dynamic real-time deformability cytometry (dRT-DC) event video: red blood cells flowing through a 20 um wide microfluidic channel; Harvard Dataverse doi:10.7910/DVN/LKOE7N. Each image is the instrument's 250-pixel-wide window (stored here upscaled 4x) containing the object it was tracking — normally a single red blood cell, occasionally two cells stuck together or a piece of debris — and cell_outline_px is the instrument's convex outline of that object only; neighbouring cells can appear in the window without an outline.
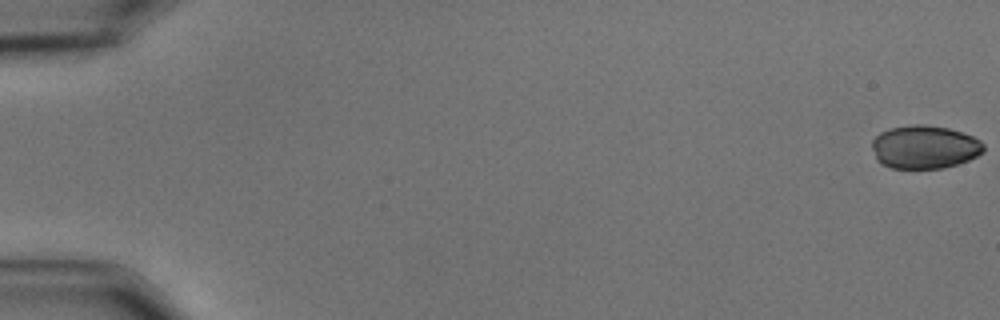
{"species": "common noctule bat (a hibernating species)", "species_latin": "Nyctalus noctula", "temperature_condition": "cold", "stored_images_in_passage": 51, "camera_frame_rate_fps": 3000, "um_per_image_px": 0.085, "animal": {"sex": "male", "body_mass_g": 15.6}, "frame": {"image": 1, "passage_image": 1, "time_ms": 0.0, "image_size_px": [1000, 320], "cell_outline_px": [[984, 152], [968, 160], [944, 168], [892, 168], [880, 164], [876, 160], [872, 148], [872, 140], [880, 132], [888, 128], [912, 124], [924, 124], [948, 128], [972, 136], [980, 140], [984, 144]], "centroid_in_image_um": [78.56, 12.49], "position_along_channel_um": 6.4, "area_um2": 28.32}}
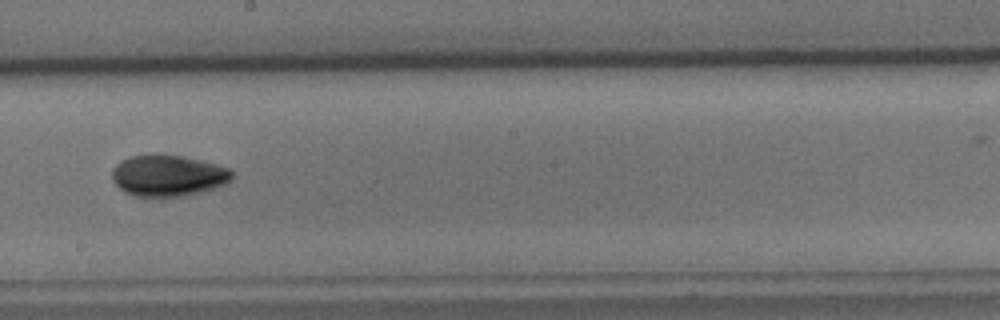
{"frame": {"image": 2, "passage_image": 34, "time_ms": 11.0, "image_size_px": [1000, 320], "cell_outline_px": [[232, 180], [224, 184], [200, 192], [180, 196], [136, 196], [124, 192], [116, 184], [112, 176], [112, 168], [120, 160], [128, 156], [156, 152], [184, 156], [216, 164], [228, 168], [232, 172]], "centroid_in_image_um": [14.24, 14.88], "position_along_channel_um": 234.0, "area_um2": 29.13}}
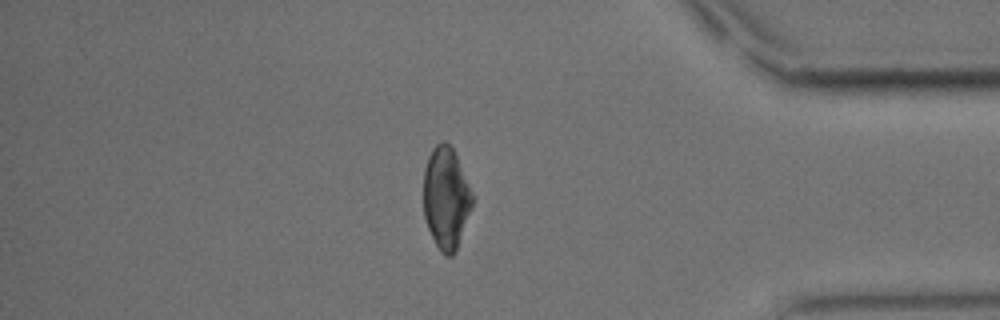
{"frame": {"image": 3, "passage_image": 50, "time_ms": 16.333, "image_size_px": [1000, 320], "cell_outline_px": [[472, 208], [456, 252], [452, 256], [444, 256], [440, 252], [428, 228], [424, 216], [424, 168], [428, 156], [432, 148], [436, 144], [444, 140], [452, 148], [456, 156], [472, 192]], "centroid_in_image_um": [37.91, 16.86], "position_along_channel_um": 397.3, "area_um2": 28.96}}